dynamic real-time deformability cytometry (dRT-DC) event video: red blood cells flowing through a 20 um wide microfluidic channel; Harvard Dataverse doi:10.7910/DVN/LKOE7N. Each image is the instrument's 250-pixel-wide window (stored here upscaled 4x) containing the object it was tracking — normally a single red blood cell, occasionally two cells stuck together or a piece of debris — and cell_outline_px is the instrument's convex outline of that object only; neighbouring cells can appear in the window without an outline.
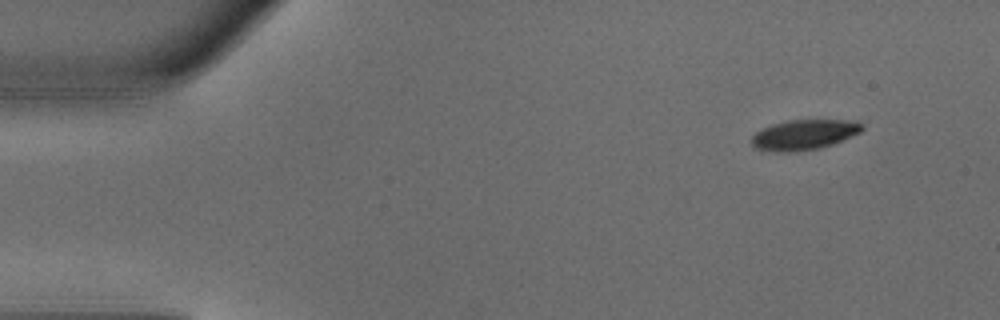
{"species": "common noctule bat (a hibernating species)", "species_latin": "Nyctalus noctula", "temperature_condition": "warm", "stored_images_in_passage": 45, "camera_frame_rate_fps": 3000, "um_per_image_px": 0.085, "animal": {"sex": "male", "body_mass_g": 18.8}, "frame": {"image": 1, "passage_image": 1, "time_ms": 0.0, "image_size_px": [1000, 320], "cell_outline_px": [[864, 128], [860, 132], [832, 144], [820, 148], [792, 152], [776, 152], [756, 148], [752, 144], [752, 136], [760, 128], [772, 124], [788, 120], [856, 120], [864, 124]], "centroid_in_image_um": [68.35, 11.44], "position_along_channel_um": 16.7, "area_um2": 19.48}}
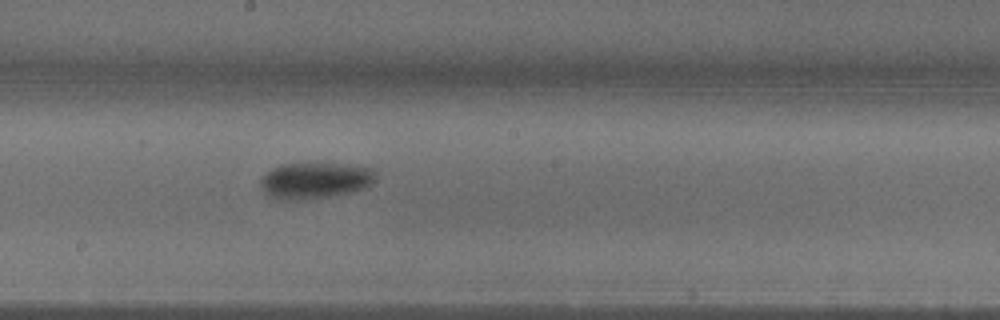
{"frame": {"image": 2, "passage_image": 23, "time_ms": 7.333, "image_size_px": [1000, 320], "cell_outline_px": [[376, 172], [372, 180], [364, 188], [332, 196], [304, 200], [280, 200], [268, 196], [264, 192], [260, 184], [260, 180], [272, 168], [280, 164], [332, 164], [368, 168]], "centroid_in_image_um": [26.68, 15.37], "position_along_channel_um": 221.5, "area_um2": 23.76}}
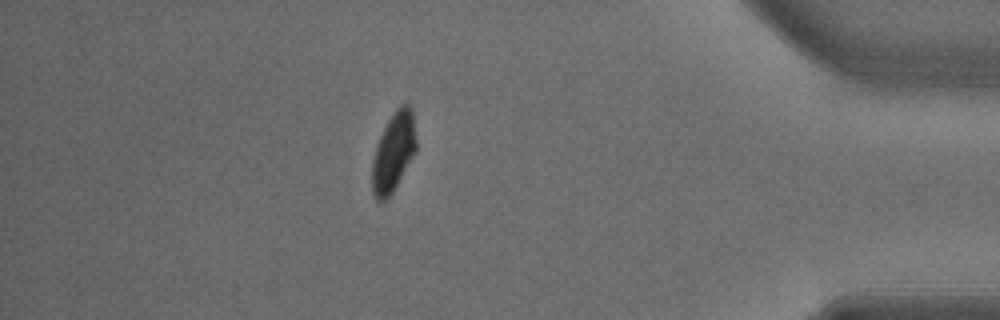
{"frame": {"image": 3, "passage_image": 39, "time_ms": 12.667, "image_size_px": [1000, 320], "cell_outline_px": [[416, 152], [392, 192], [384, 200], [376, 200], [372, 192], [372, 160], [380, 136], [388, 120], [396, 108], [400, 104], [408, 104], [412, 108], [416, 140]], "centroid_in_image_um": [33.45, 12.9], "position_along_channel_um": 401.7, "area_um2": 20.11}}